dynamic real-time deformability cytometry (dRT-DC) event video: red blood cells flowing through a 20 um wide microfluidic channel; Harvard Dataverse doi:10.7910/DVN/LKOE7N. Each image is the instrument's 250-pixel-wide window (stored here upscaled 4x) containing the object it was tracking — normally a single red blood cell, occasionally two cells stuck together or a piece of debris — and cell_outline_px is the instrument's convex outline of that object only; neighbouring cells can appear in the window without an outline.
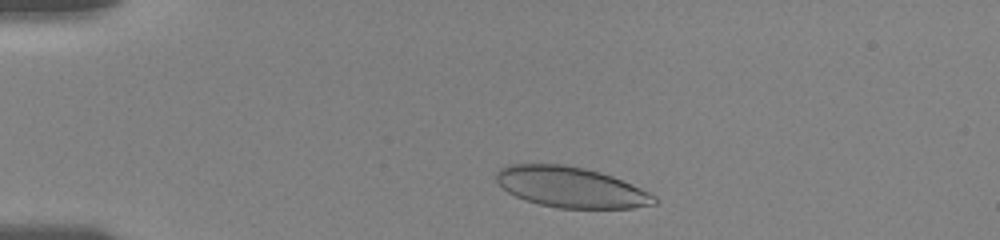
{"species": "human", "species_latin": "Homo sapiens", "temperature_condition": "room temperature", "stored_images_in_passage": 70, "camera_frame_rate_fps": 3000, "um_per_image_px": 0.085, "donor": {"sex": "female"}, "frame": {"image": 1, "passage_image": 6, "time_ms": 1.0, "image_size_px": [1000, 240], "cell_outline_px": [[660, 200], [656, 204], [632, 208], [556, 208], [524, 200], [508, 192], [496, 180], [496, 172], [500, 168], [508, 164], [564, 164], [584, 168], [600, 172], [612, 176], [640, 188], [656, 196]], "centroid_in_image_um": [48.53, 15.91], "position_along_channel_um": 36.5, "area_um2": 37.4}}
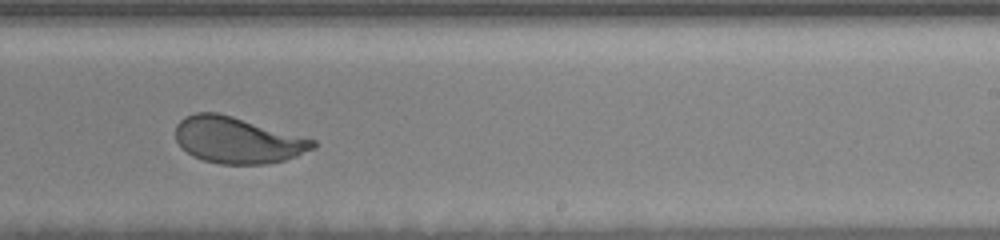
{"frame": {"image": 2, "passage_image": 48, "time_ms": 8.667, "image_size_px": [1000, 240], "cell_outline_px": [[316, 148], [296, 156], [284, 160], [264, 164], [220, 164], [204, 160], [192, 156], [180, 148], [176, 140], [176, 124], [184, 116], [196, 112], [216, 112], [232, 116], [316, 140]], "centroid_in_image_um": [20.15, 11.91], "position_along_channel_um": 268.8, "area_um2": 37.11}}
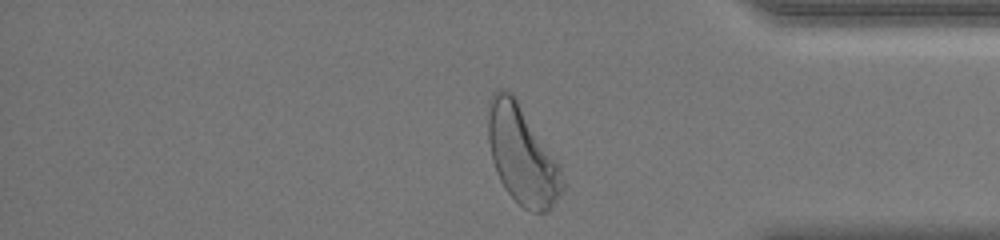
{"frame": {"image": 3, "passage_image": 69, "time_ms": 12.333, "image_size_px": [1000, 240], "cell_outline_px": [[564, 188], [552, 208], [548, 212], [532, 212], [524, 208], [508, 192], [500, 180], [496, 172], [492, 160], [488, 140], [488, 100], [496, 88], [504, 88], [512, 92], [560, 164], [564, 184]], "centroid_in_image_um": [44.37, 13.15], "position_along_channel_um": 390.8, "area_um2": 42.83}, "authors_computed_cell_mechanics": {"area_um2": 38.148, "velocity_mm_per_s": 3.6797, "shape_relaxation_time_tau1_ms": 2.6262, "shape_relaxation_time_tau2_ms": null, "deformation_change_tau1": 0.1488, "deformation_change_tau2": null}}